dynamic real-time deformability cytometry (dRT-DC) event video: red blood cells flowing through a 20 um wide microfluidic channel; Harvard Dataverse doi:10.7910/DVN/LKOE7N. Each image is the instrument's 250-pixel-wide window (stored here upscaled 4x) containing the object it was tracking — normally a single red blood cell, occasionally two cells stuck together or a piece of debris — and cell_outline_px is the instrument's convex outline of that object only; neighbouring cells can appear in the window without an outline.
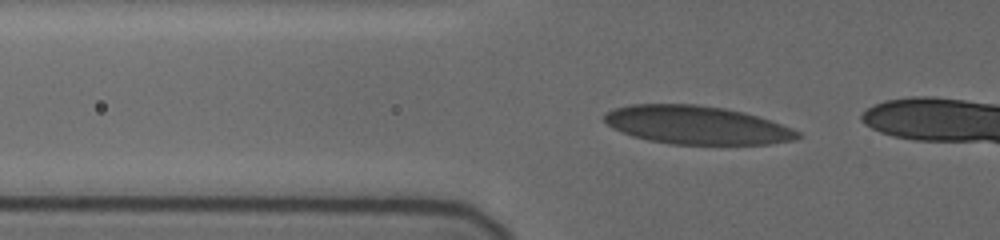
{"species": "human", "species_latin": "Homo sapiens", "temperature_condition": "cold", "stored_images_in_passage": 19, "camera_frame_rate_fps": 3000, "um_per_image_px": 0.085, "donor": {"sex": "female"}, "frame": {"image": 1, "passage_image": 2, "time_ms": 0.333, "image_size_px": [1000, 240], "cell_outline_px": [[804, 136], [796, 140], [768, 144], [672, 144], [648, 140], [632, 136], [612, 128], [604, 120], [604, 116], [612, 108], [632, 104], [696, 104], [724, 108], [744, 112], [772, 120], [792, 128], [800, 132]], "centroid_in_image_um": [59.26, 10.63], "position_along_channel_um": 66.5, "area_um2": 43.41}}
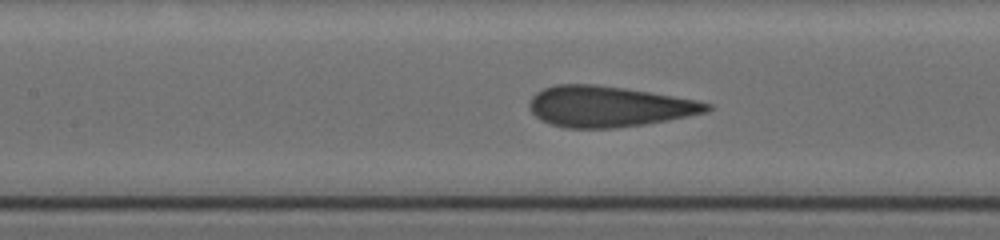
{"frame": {"image": 2, "passage_image": 9, "time_ms": 3.0, "image_size_px": [1000, 240], "cell_outline_px": [[712, 108], [708, 112], [688, 116], [644, 124], [616, 128], [564, 128], [540, 120], [528, 108], [528, 100], [536, 92], [544, 88], [556, 84], [596, 84], [624, 88], [696, 100], [712, 104]], "centroid_in_image_um": [51.69, 9.05], "position_along_channel_um": 155.7, "area_um2": 42.19}}
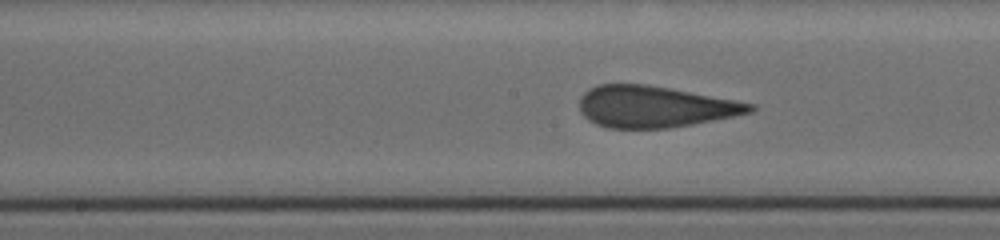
{"frame": {"image": 3, "passage_image": 14, "time_ms": 4.0, "image_size_px": [1000, 240], "cell_outline_px": [[756, 108], [752, 112], [692, 124], [668, 128], [608, 128], [596, 124], [588, 120], [580, 112], [580, 96], [588, 88], [600, 84], [648, 84], [736, 100], [756, 104]], "centroid_in_image_um": [55.62, 9.06], "position_along_channel_um": 192.6, "area_um2": 41.21}}